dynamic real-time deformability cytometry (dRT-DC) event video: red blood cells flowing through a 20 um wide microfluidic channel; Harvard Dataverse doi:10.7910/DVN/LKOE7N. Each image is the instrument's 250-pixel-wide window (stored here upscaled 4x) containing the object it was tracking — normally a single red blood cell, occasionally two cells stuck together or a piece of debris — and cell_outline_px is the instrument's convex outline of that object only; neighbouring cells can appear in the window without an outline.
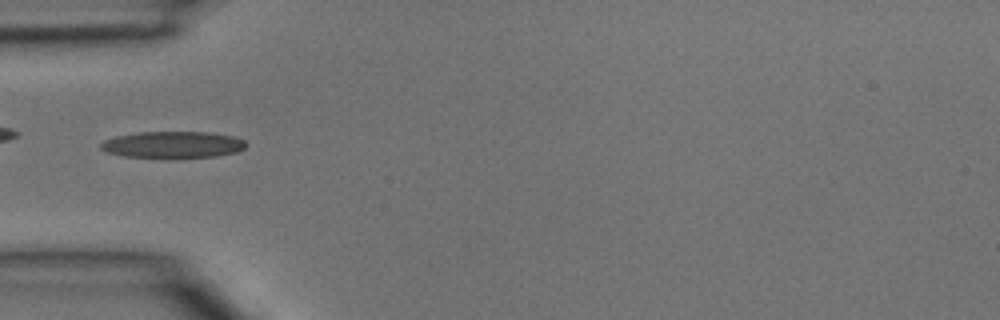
{"species": "common noctule bat (a hibernating species)", "species_latin": "Nyctalus noctula", "temperature_condition": "room temperature", "stored_images_in_passage": 1, "camera_frame_rate_fps": 3000, "um_per_image_px": 0.085, "animal": {"sex": "male", "body_mass_g": 15.6}, "frame": {"image": 1, "passage_image": 1, "time_ms": 0.0, "image_size_px": [1000, 320], "cell_outline_px": [[248, 144], [244, 148], [236, 152], [216, 156], [184, 160], [168, 160], [124, 156], [108, 152], [100, 148], [100, 144], [104, 140], [116, 136], [136, 132], [208, 132], [232, 136], [244, 140]], "centroid_in_image_um": [14.69, 12.34], "position_along_channel_um": 70.3, "area_um2": 23.47}}